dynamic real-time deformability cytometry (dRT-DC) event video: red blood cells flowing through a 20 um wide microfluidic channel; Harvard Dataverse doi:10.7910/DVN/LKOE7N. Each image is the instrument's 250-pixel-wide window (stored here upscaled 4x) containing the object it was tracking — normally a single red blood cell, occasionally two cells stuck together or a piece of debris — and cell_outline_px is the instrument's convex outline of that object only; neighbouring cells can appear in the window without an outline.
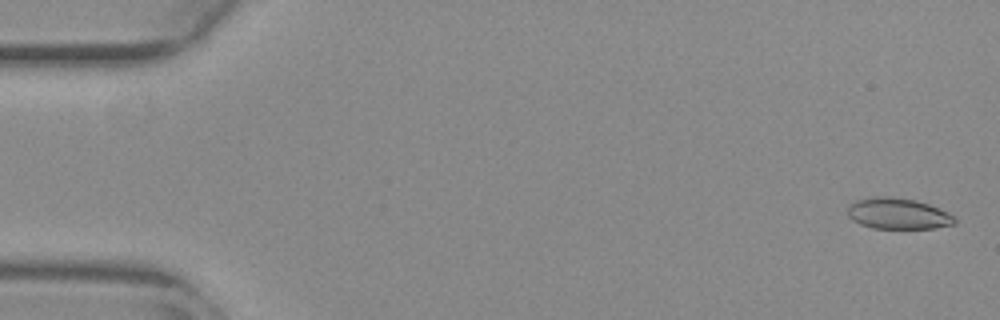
{"species": "common noctule bat (a hibernating species)", "species_latin": "Nyctalus noctula", "temperature_condition": "warm", "stored_images_in_passage": 33, "camera_frame_rate_fps": 3000, "um_per_image_px": 0.085, "animal": {"sex": "female", "body_mass_g": 29.2, "forearm_length_mm": 56.3}, "frame": {"image": 1, "passage_image": 2, "time_ms": 0.333, "image_size_px": [1000, 320], "cell_outline_px": [[956, 224], [936, 228], [872, 228], [860, 224], [852, 220], [848, 216], [848, 204], [856, 200], [868, 196], [888, 196], [916, 200], [928, 204], [948, 212], [956, 216]], "centroid_in_image_um": [76.32, 18.15], "position_along_channel_um": 8.7, "area_um2": 19.65}}
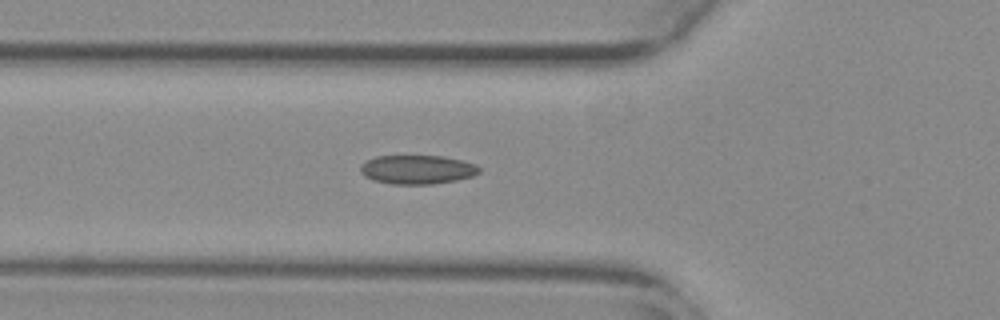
{"frame": {"image": 2, "passage_image": 20, "time_ms": 6.333, "image_size_px": [1000, 320], "cell_outline_px": [[480, 172], [472, 176], [456, 180], [432, 184], [392, 184], [372, 180], [364, 176], [360, 172], [360, 164], [376, 156], [444, 156], [464, 160], [476, 164], [480, 168]], "centroid_in_image_um": [35.47, 14.41], "position_along_channel_um": 90.3, "area_um2": 20.17}}
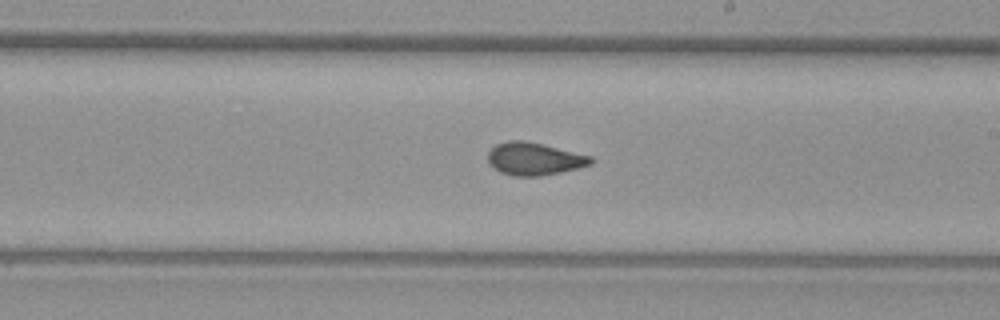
{"frame": {"image": 3, "passage_image": 32, "time_ms": 10.333, "image_size_px": [1000, 320], "cell_outline_px": [[596, 160], [592, 164], [560, 172], [540, 176], [512, 176], [500, 172], [488, 164], [488, 152], [496, 144], [508, 140], [520, 140], [540, 144], [592, 156]], "centroid_in_image_um": [45.39, 13.51], "position_along_channel_um": 243.6, "area_um2": 19.48}}